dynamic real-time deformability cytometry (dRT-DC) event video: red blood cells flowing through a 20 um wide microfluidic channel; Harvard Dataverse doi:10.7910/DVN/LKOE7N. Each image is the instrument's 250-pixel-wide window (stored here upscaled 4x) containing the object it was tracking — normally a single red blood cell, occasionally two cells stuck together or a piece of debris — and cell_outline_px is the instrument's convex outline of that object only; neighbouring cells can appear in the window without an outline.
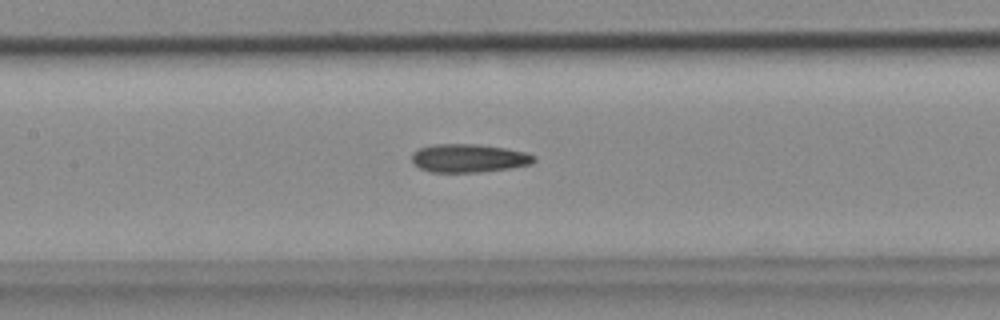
{"species": "common noctule bat (a hibernating species)", "species_latin": "Nyctalus noctula", "temperature_condition": "cold", "stored_images_in_passage": 36, "camera_frame_rate_fps": 3000, "um_per_image_px": 0.085, "animal": {"sex": "female", "body_mass_g": 18.4}, "frame": {"image": 1, "passage_image": 17, "time_ms": 5.333, "image_size_px": [1000, 320], "cell_outline_px": [[536, 160], [532, 164], [512, 168], [480, 172], [428, 172], [420, 168], [412, 160], [412, 152], [420, 148], [436, 144], [476, 144], [504, 148], [524, 152], [536, 156]], "centroid_in_image_um": [39.86, 13.45], "position_along_channel_um": 167.5, "area_um2": 20.17}}
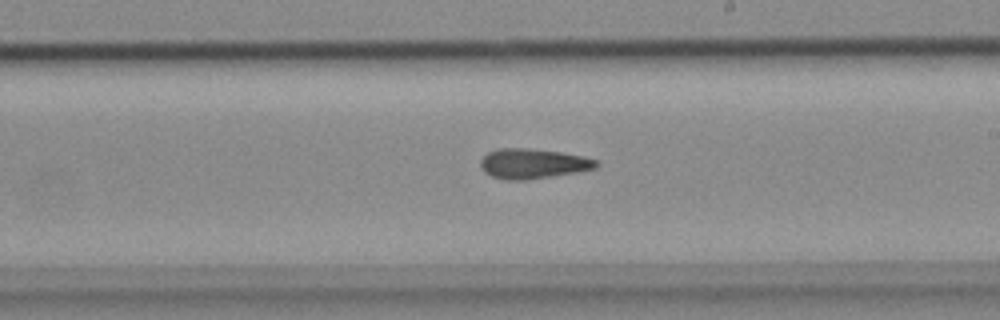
{"frame": {"image": 2, "passage_image": 23, "time_ms": 7.333, "image_size_px": [1000, 320], "cell_outline_px": [[600, 164], [596, 168], [576, 172], [528, 180], [504, 180], [492, 176], [484, 172], [480, 168], [480, 160], [488, 152], [500, 148], [528, 148], [560, 152], [584, 156], [596, 160]], "centroid_in_image_um": [45.28, 13.91], "position_along_channel_um": 243.7, "area_um2": 20.29}}
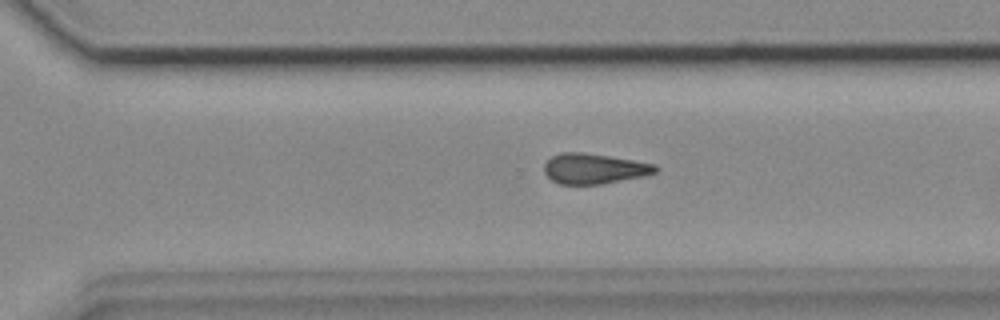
{"frame": {"image": 3, "passage_image": 29, "time_ms": 9.333, "image_size_px": [1000, 320], "cell_outline_px": [[660, 168], [656, 172], [644, 176], [600, 184], [560, 184], [552, 180], [544, 172], [544, 164], [552, 156], [560, 152], [584, 152], [656, 164]], "centroid_in_image_um": [50.5, 14.33], "position_along_channel_um": 320.1, "area_um2": 19.59}}